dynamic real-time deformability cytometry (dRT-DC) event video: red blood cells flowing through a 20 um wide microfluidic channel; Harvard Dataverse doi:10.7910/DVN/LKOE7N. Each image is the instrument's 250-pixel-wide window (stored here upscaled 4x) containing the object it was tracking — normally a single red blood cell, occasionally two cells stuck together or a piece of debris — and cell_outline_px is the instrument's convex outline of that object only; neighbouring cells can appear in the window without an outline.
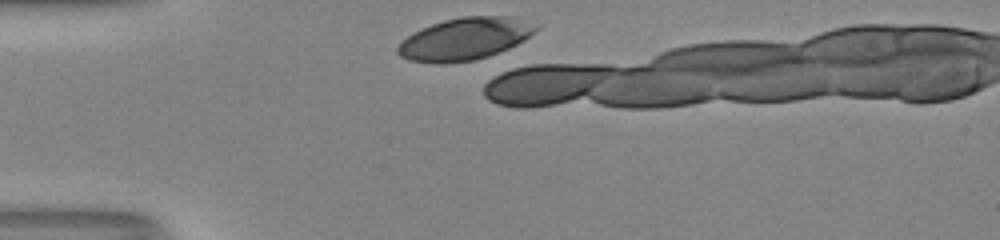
{"species": "human", "species_latin": "Homo sapiens", "temperature_condition": "room temperature", "stored_images_in_passage": 2, "camera_frame_rate_fps": 3000, "um_per_image_px": 0.085, "donor": {"sex": "male"}, "frame": {"image": 1, "passage_image": 1, "time_ms": 0.0, "image_size_px": [1000, 240], "cell_outline_px": [[540, 28], [524, 40], [508, 48], [488, 56], [472, 60], [444, 64], [436, 64], [408, 60], [400, 56], [396, 52], [396, 48], [408, 36], [432, 24], [444, 20], [464, 16], [512, 16]], "centroid_in_image_um": [39.48, 3.32], "position_along_channel_um": 45.5, "area_um2": 33.58}}